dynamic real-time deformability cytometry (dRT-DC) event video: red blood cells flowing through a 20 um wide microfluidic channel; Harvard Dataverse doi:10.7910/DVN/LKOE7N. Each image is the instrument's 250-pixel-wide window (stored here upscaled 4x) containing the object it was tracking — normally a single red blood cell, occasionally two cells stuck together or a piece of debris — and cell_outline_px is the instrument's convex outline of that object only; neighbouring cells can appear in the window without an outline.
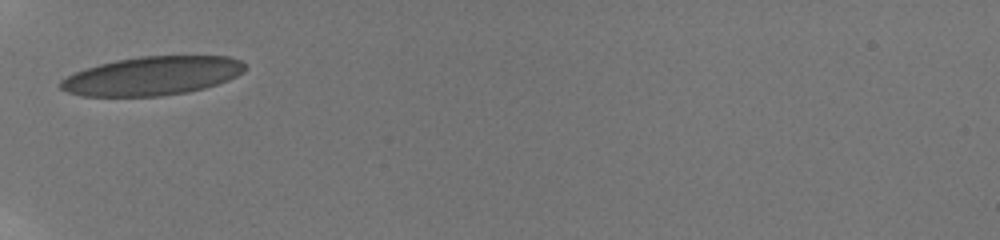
{"species": "human", "species_latin": "Homo sapiens", "temperature_condition": "room temperature", "stored_images_in_passage": 33, "camera_frame_rate_fps": 3000, "um_per_image_px": 0.085, "donor": {"sex": "male"}, "frame": {"image": 1, "passage_image": 1, "time_ms": 0.0, "image_size_px": [1000, 240], "cell_outline_px": [[244, 72], [228, 80], [204, 88], [188, 92], [160, 96], [80, 96], [68, 92], [60, 88], [56, 84], [60, 80], [76, 72], [100, 64], [116, 60], [140, 56], [228, 56], [240, 60], [244, 64]], "centroid_in_image_um": [12.93, 6.45], "position_along_channel_um": 72.1, "area_um2": 41.5}}
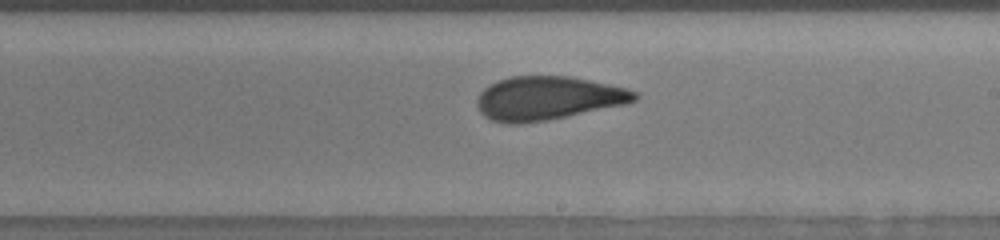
{"frame": {"image": 2, "passage_image": 16, "time_ms": 4.667, "image_size_px": [1000, 240], "cell_outline_px": [[640, 96], [636, 100], [624, 104], [548, 120], [520, 124], [508, 124], [492, 120], [484, 116], [480, 112], [476, 104], [476, 100], [480, 92], [484, 88], [508, 76], [572, 76], [608, 84], [624, 88], [636, 92]], "centroid_in_image_um": [46.53, 8.35], "position_along_channel_um": 242.5, "area_um2": 39.94}}
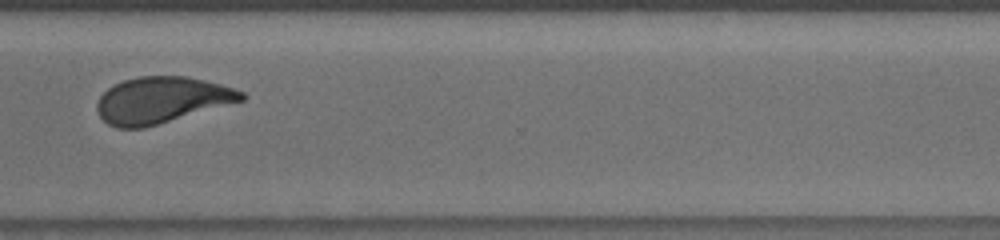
{"frame": {"image": 3, "passage_image": 24, "time_ms": 7.667, "image_size_px": [1000, 240], "cell_outline_px": [[248, 96], [244, 100], [144, 128], [116, 128], [108, 124], [100, 116], [96, 108], [96, 104], [100, 96], [108, 88], [124, 80], [136, 76], [188, 76], [220, 84], [244, 92]], "centroid_in_image_um": [13.73, 8.5], "position_along_channel_um": 356.9, "area_um2": 38.84}, "authors_computed_cell_mechanics": {"area_um2": 39.9398, "velocity_mm_per_s": 3.8038, "shape_relaxation_time_tau1_ms": 10.4779, "shape_relaxation_time_tau2_ms": 1.0856, "deformation_change_tau1": 0.2429, "deformation_change_tau2": 0.0903}}